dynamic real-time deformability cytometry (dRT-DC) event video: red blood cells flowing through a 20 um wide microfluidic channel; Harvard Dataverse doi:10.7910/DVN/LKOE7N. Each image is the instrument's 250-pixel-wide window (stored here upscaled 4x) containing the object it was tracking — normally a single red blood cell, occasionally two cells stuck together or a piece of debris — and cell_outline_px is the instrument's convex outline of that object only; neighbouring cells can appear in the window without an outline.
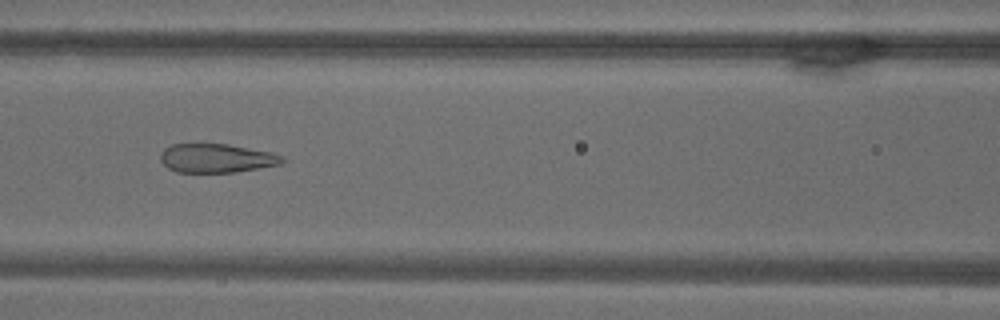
{"species": "common noctule bat (a hibernating species)", "species_latin": "Nyctalus noctula", "temperature_condition": "warm", "stored_images_in_passage": 46, "camera_frame_rate_fps": 3000, "um_per_image_px": 0.085, "animal": {"sex": "male", "body_mass_g": 18.8}, "frame": {"image": 1, "passage_image": 31, "time_ms": 10.0, "image_size_px": [1000, 320], "cell_outline_px": [[284, 160], [280, 164], [236, 172], [176, 172], [168, 168], [160, 160], [160, 152], [164, 148], [172, 144], [228, 144], [272, 152], [284, 156]], "centroid_in_image_um": [18.39, 13.44], "position_along_channel_um": 148.2, "area_um2": 20.52}}
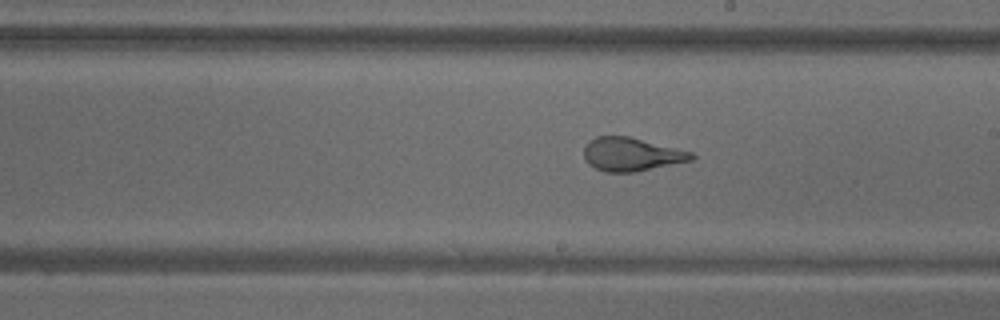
{"frame": {"image": 2, "passage_image": 40, "time_ms": 13.0, "image_size_px": [1000, 320], "cell_outline_px": [[696, 156], [692, 160], [636, 172], [604, 172], [588, 164], [584, 160], [584, 148], [588, 140], [596, 136], [628, 136], [692, 152]], "centroid_in_image_um": [53.63, 13.12], "position_along_channel_um": 235.4, "area_um2": 20.98}}
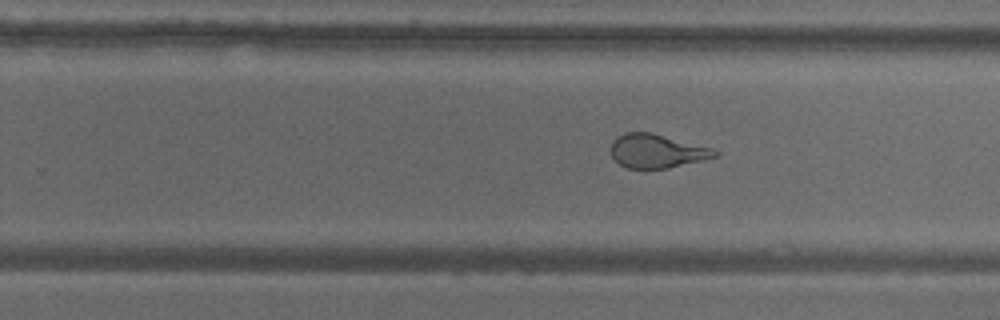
{"frame": {"image": 3, "passage_image": 44, "time_ms": 14.333, "image_size_px": [1000, 320], "cell_outline_px": [[720, 156], [704, 160], [668, 168], [628, 168], [620, 164], [612, 156], [612, 140], [616, 136], [624, 132], [652, 132], [712, 148], [720, 152]], "centroid_in_image_um": [55.86, 12.83], "position_along_channel_um": 273.9, "area_um2": 20.52}}